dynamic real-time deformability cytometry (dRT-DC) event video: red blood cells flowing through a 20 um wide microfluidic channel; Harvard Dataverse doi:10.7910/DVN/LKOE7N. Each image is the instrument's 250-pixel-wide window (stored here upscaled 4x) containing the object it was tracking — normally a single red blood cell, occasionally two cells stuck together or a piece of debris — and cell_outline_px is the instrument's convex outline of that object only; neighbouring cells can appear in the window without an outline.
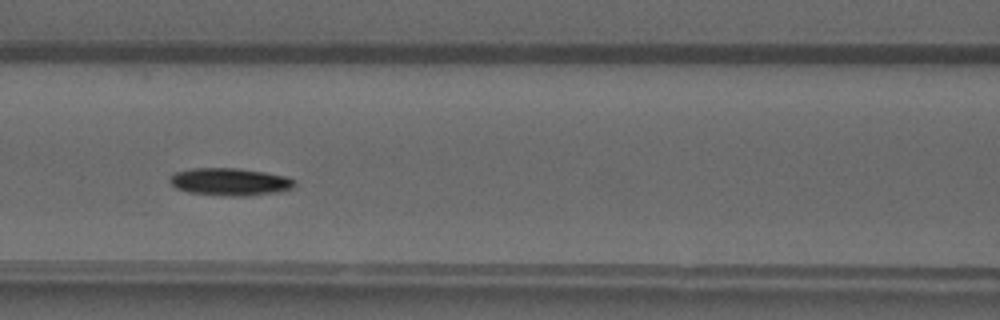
{"species": "common noctule bat (a hibernating species)", "species_latin": "Nyctalus noctula", "temperature_condition": "warm", "stored_images_in_passage": 37, "camera_frame_rate_fps": 3000, "um_per_image_px": 0.085, "animal": {"sex": "male", "forearm_length_mm": 52.5}, "frame": {"image": 1, "passage_image": 9, "time_ms": 2.667, "image_size_px": [1000, 320], "cell_outline_px": [[296, 184], [292, 188], [280, 192], [248, 196], [232, 196], [188, 192], [176, 188], [168, 180], [168, 176], [176, 172], [192, 168], [240, 168], [288, 176], [296, 180]], "centroid_in_image_um": [19.58, 15.45], "position_along_channel_um": 147.0, "area_um2": 20.23}}
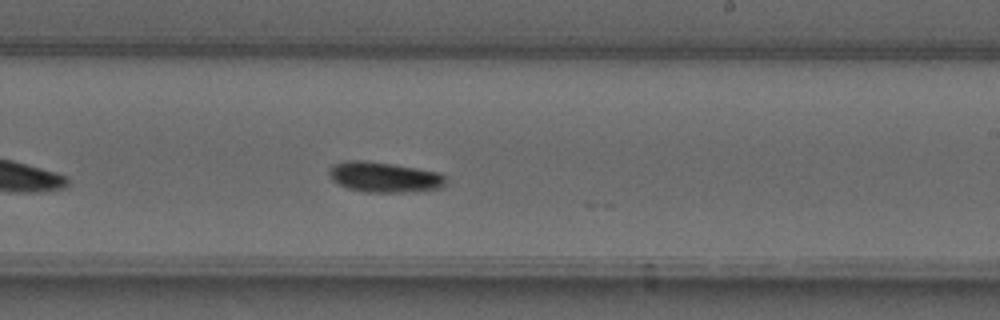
{"frame": {"image": 2, "passage_image": 17, "time_ms": 5.333, "image_size_px": [1000, 320], "cell_outline_px": [[444, 184], [440, 188], [408, 192], [364, 192], [348, 188], [332, 180], [328, 172], [332, 164], [344, 160], [364, 160], [392, 164], [440, 172], [444, 176]], "centroid_in_image_um": [32.62, 15.04], "position_along_channel_um": 256.4, "area_um2": 20.58}}
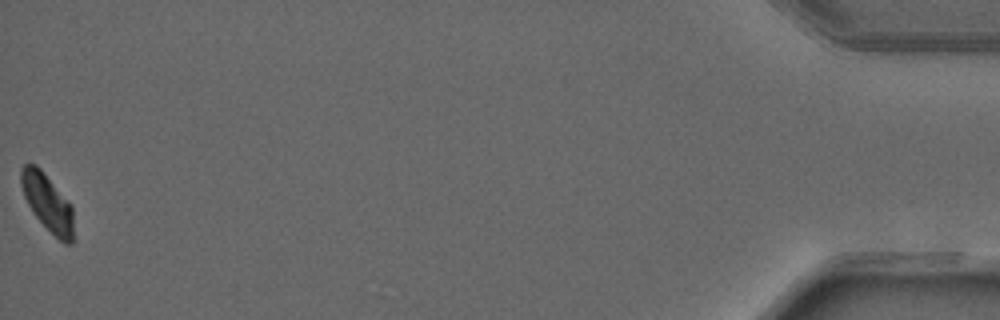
{"frame": {"image": 3, "passage_image": 37, "time_ms": 12.0, "image_size_px": [1000, 320], "cell_outline_px": [[72, 244], [64, 244], [32, 212], [24, 196], [20, 184], [20, 168], [24, 164], [36, 164], [40, 168], [72, 204]], "centroid_in_image_um": [4.01, 17.17], "position_along_channel_um": 431.2, "area_um2": 17.28}, "authors_computed_cell_mechanics": {"area_um2": 18.9584, "velocity_mm_per_s": 4.1179, "shape_relaxation_time_tau1_ms": 4.3462, "shape_relaxation_time_tau2_ms": null, "deformation_change_tau1": 0.1537, "deformation_change_tau2": null}}